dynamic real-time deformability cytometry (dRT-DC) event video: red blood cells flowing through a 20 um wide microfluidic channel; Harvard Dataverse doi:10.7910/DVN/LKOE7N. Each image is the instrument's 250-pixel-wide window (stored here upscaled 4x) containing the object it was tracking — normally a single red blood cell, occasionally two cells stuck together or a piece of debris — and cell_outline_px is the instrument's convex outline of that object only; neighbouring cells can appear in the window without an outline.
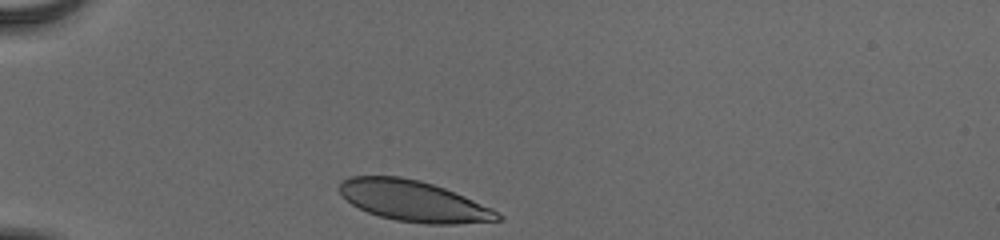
{"species": "human", "species_latin": "Homo sapiens", "temperature_condition": "cold", "stored_images_in_passage": 31, "camera_frame_rate_fps": 3000, "um_per_image_px": 0.085, "donor": {"sex": "male"}, "frame": {"image": 1, "passage_image": 1, "time_ms": 0.0, "image_size_px": [1000, 240], "cell_outline_px": [[504, 216], [500, 220], [456, 224], [428, 224], [396, 220], [380, 216], [368, 212], [352, 204], [340, 192], [340, 184], [344, 180], [352, 176], [400, 176], [420, 180], [444, 188], [464, 196], [492, 208]], "centroid_in_image_um": [35.19, 17.09], "position_along_channel_um": 49.8, "area_um2": 37.28}}
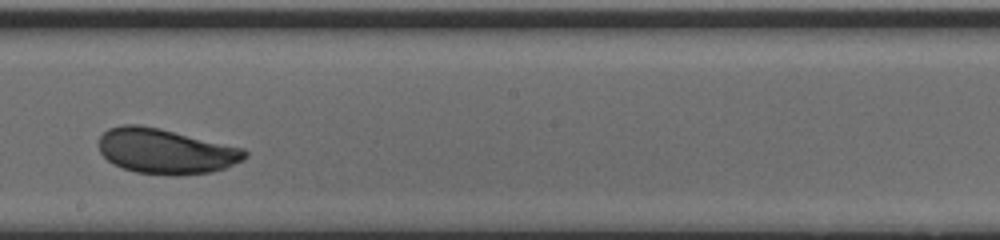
{"frame": {"image": 2, "passage_image": 18, "time_ms": 5.667, "image_size_px": [1000, 240], "cell_outline_px": [[248, 156], [244, 160], [224, 168], [212, 172], [176, 176], [172, 176], [136, 172], [112, 164], [100, 152], [100, 136], [108, 128], [120, 124], [140, 124], [160, 128], [244, 148], [248, 152]], "centroid_in_image_um": [14.1, 12.85], "position_along_channel_um": 234.1, "area_um2": 38.67}}
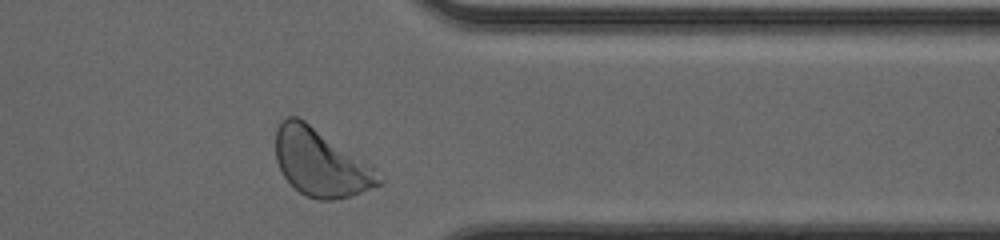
{"frame": {"image": 3, "passage_image": 30, "time_ms": 9.667, "image_size_px": [1000, 240], "cell_outline_px": [[384, 184], [348, 196], [332, 200], [320, 200], [308, 196], [300, 192], [284, 176], [276, 160], [276, 128], [288, 116], [296, 116], [304, 120], [372, 168], [384, 180]], "centroid_in_image_um": [27.21, 13.85], "position_along_channel_um": 384.2, "area_um2": 39.07}, "authors_computed_cell_mechanics": {"area_um2": 37.7434, "velocity_mm_per_s": 3.82, "shape_relaxation_time_tau1_ms": 2.6296, "shape_relaxation_time_tau2_ms": null, "deformation_change_tau1": 0.0919, "deformation_change_tau2": null}}